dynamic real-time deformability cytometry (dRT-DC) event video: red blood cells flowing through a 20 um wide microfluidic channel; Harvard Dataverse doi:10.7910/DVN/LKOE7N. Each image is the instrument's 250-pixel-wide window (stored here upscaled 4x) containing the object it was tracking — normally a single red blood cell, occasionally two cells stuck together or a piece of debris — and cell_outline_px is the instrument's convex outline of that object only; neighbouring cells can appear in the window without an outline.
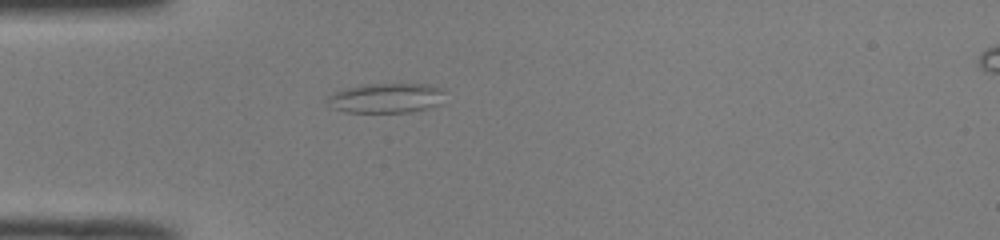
{"species": "common noctule bat (a hibernating species)", "species_latin": "Nyctalus noctula", "temperature_condition": "room temperature", "stored_images_in_passage": 36, "camera_frame_rate_fps": 3000, "um_per_image_px": 0.085, "animal": {"sex": "male", "body_mass_g": 19.0, "forearm_length_mm": 50.8}, "frame": {"image": 1, "passage_image": 1, "time_ms": 0.0, "image_size_px": [1000, 240], "cell_outline_px": [[444, 92], [440, 104], [408, 112], [344, 112], [332, 108], [324, 104], [324, 100], [328, 96], [344, 88], [364, 84], [428, 84], [440, 88]], "centroid_in_image_um": [32.73, 8.33], "position_along_channel_um": 52.3, "area_um2": 20.46}}
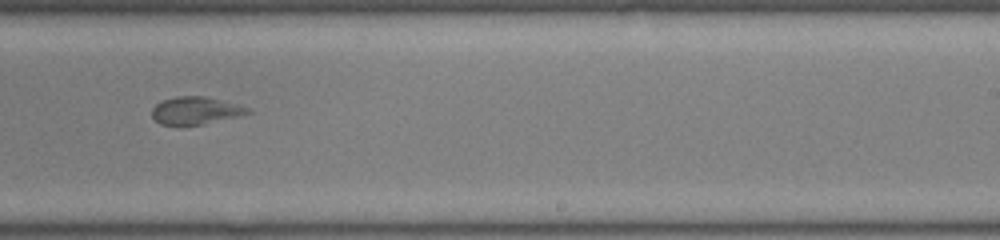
{"frame": {"image": 2, "passage_image": 18, "time_ms": 5.667, "image_size_px": [1000, 240], "cell_outline_px": [[252, 112], [240, 116], [204, 124], [160, 124], [152, 116], [152, 108], [156, 104], [164, 100], [176, 96], [208, 96], [236, 104], [248, 108]], "centroid_in_image_um": [16.64, 9.38], "position_along_channel_um": 272.4, "area_um2": 15.2}}
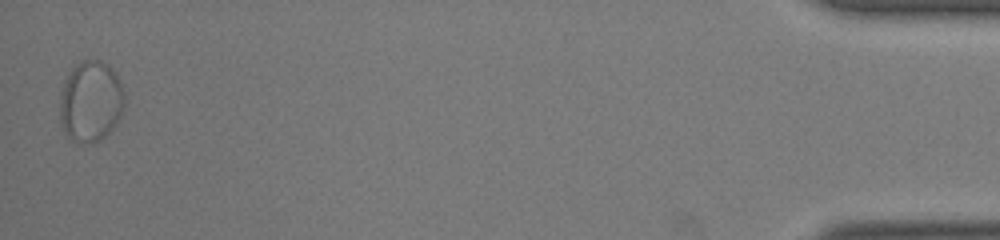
{"frame": {"image": 3, "passage_image": 36, "time_ms": 11.667, "image_size_px": [1000, 240], "cell_outline_px": [[124, 108], [116, 124], [100, 140], [88, 144], [76, 144], [64, 132], [60, 124], [60, 92], [64, 80], [72, 68], [80, 60], [100, 60], [108, 64], [116, 72], [120, 80], [124, 92]], "centroid_in_image_um": [7.7, 8.62], "position_along_channel_um": 427.5, "area_um2": 31.1}}